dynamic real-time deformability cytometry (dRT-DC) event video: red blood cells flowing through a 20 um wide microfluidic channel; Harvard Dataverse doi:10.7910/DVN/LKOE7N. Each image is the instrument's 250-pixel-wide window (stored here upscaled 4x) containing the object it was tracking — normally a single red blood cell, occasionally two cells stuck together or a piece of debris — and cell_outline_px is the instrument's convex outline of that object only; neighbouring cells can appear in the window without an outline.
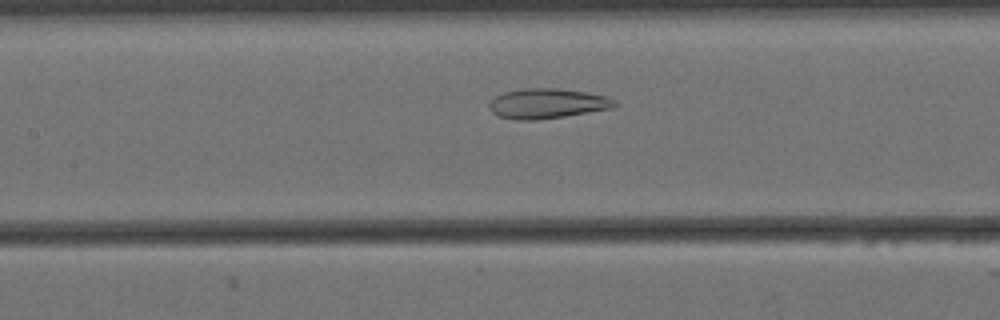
{"species": "Egyptian fruit bat (a non-hibernating species)", "species_latin": "Rousettus aegyptiacus", "temperature_condition": "cold", "stored_images_in_passage": 46, "camera_frame_rate_fps": 3000, "um_per_image_px": 0.085, "animal": {"sex": "female"}, "frame": {"image": 1, "passage_image": 14, "time_ms": 4.333, "image_size_px": [1000, 320], "cell_outline_px": [[616, 104], [612, 108], [564, 116], [536, 120], [516, 120], [500, 116], [492, 112], [488, 108], [488, 104], [496, 96], [504, 92], [524, 88], [556, 88], [588, 92], [608, 96], [616, 100]], "centroid_in_image_um": [46.52, 8.79], "position_along_channel_um": 160.9, "area_um2": 21.91}}
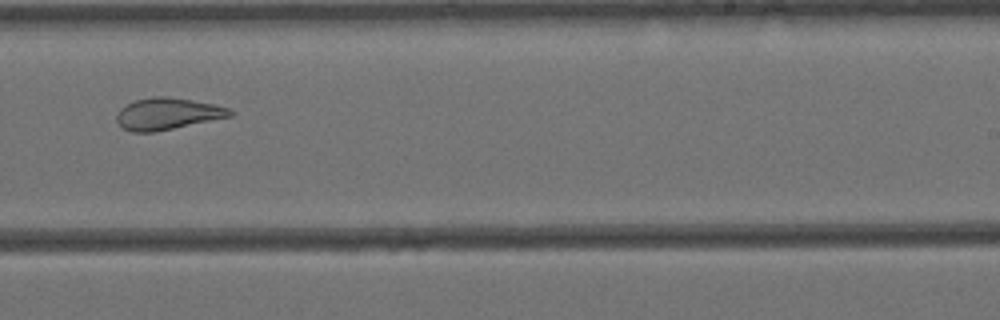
{"frame": {"image": 2, "passage_image": 24, "time_ms": 7.667, "image_size_px": [1000, 320], "cell_outline_px": [[232, 116], [156, 132], [132, 132], [124, 128], [116, 120], [116, 116], [120, 108], [124, 104], [136, 100], [156, 96], [168, 96], [192, 100], [212, 104], [228, 108], [232, 112]], "centroid_in_image_um": [14.2, 9.67], "position_along_channel_um": 274.8, "area_um2": 20.87}}
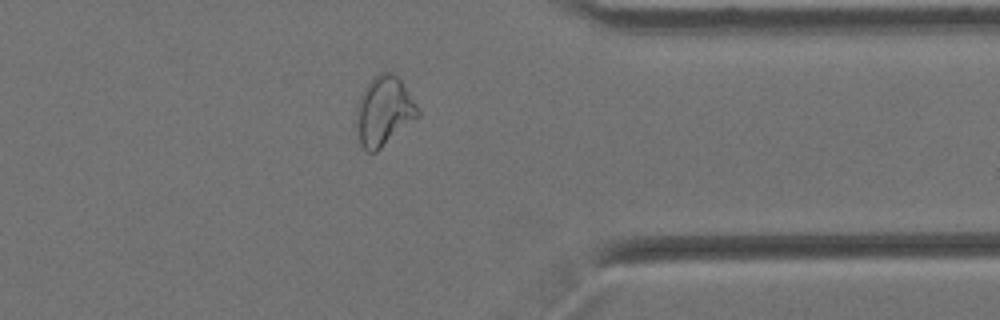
{"frame": {"image": 3, "passage_image": 34, "time_ms": 11.0, "image_size_px": [1000, 320], "cell_outline_px": [[420, 116], [376, 152], [368, 152], [360, 144], [356, 112], [356, 104], [364, 88], [372, 76], [380, 72], [392, 72], [400, 80], [416, 104], [420, 112]], "centroid_in_image_um": [32.63, 9.43], "position_along_channel_um": 378.8, "area_um2": 24.68}, "authors_computed_cell_mechanics": {"area_um2": 23.8714, "velocity_mm_per_s": 3.4442, "shape_relaxation_time_tau1_ms": null, "shape_relaxation_time_tau2_ms": 2.404, "deformation_change_tau1": null, "deformation_change_tau2": 0.0981}}